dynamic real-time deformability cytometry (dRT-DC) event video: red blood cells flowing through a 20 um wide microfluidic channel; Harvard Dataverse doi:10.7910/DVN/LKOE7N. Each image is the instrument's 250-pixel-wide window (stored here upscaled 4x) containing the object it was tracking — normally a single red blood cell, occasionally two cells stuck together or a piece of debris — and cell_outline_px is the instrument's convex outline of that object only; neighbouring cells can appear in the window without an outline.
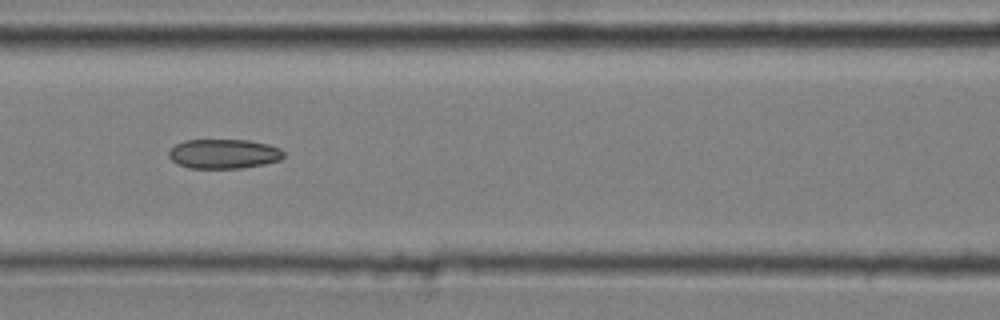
{"species": "common noctule bat (a hibernating species)", "species_latin": "Nyctalus noctula", "temperature_condition": "cold", "stored_images_in_passage": 7, "camera_frame_rate_fps": 3000, "um_per_image_px": 0.085, "animal": {"sex": "male", "body_mass_g": 20.4}, "frame": {"image": 1, "passage_image": 6, "time_ms": 1.667, "image_size_px": [1000, 320], "cell_outline_px": [[284, 156], [280, 160], [264, 164], [240, 168], [188, 168], [176, 164], [168, 156], [168, 152], [176, 144], [184, 140], [248, 140], [268, 144], [280, 148], [284, 152]], "centroid_in_image_um": [19.01, 13.08], "position_along_channel_um": 147.6, "area_um2": 19.83}}
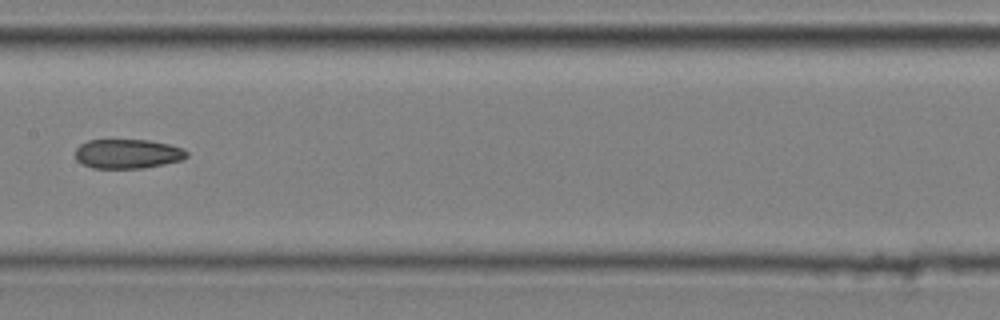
{"frame": {"image": 2, "passage_image": 7, "time_ms": 2.0, "image_size_px": [1000, 320], "cell_outline_px": [[188, 156], [180, 160], [164, 164], [144, 168], [92, 168], [76, 160], [76, 148], [80, 144], [88, 140], [148, 140], [168, 144], [184, 148], [188, 152]], "centroid_in_image_um": [10.85, 13.07], "position_along_channel_um": 196.5, "area_um2": 19.07}}